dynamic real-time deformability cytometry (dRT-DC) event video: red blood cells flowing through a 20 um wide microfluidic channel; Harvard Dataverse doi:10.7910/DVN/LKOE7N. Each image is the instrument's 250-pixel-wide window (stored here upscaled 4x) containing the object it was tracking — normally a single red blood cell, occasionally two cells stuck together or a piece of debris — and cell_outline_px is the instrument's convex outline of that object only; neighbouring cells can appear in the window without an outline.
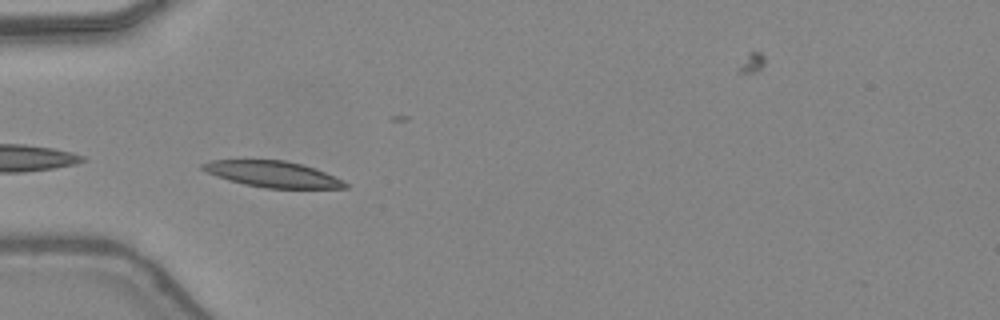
{"species": "common noctule bat (a hibernating species)", "species_latin": "Nyctalus noctula", "temperature_condition": "warm", "stored_images_in_passage": 11, "camera_frame_rate_fps": 3000, "um_per_image_px": 0.085, "animal": {"sex": "female", "body_mass_g": 24.6, "forearm_length_mm": 56.2}, "frame": {"image": 1, "passage_image": 2, "time_ms": 0.333, "image_size_px": [1000, 320], "cell_outline_px": [[348, 188], [264, 188], [244, 184], [228, 180], [216, 176], [200, 168], [200, 164], [212, 160], [284, 160], [316, 168], [348, 184]], "centroid_in_image_um": [23.14, 14.8], "position_along_channel_um": 61.9, "area_um2": 21.44}}